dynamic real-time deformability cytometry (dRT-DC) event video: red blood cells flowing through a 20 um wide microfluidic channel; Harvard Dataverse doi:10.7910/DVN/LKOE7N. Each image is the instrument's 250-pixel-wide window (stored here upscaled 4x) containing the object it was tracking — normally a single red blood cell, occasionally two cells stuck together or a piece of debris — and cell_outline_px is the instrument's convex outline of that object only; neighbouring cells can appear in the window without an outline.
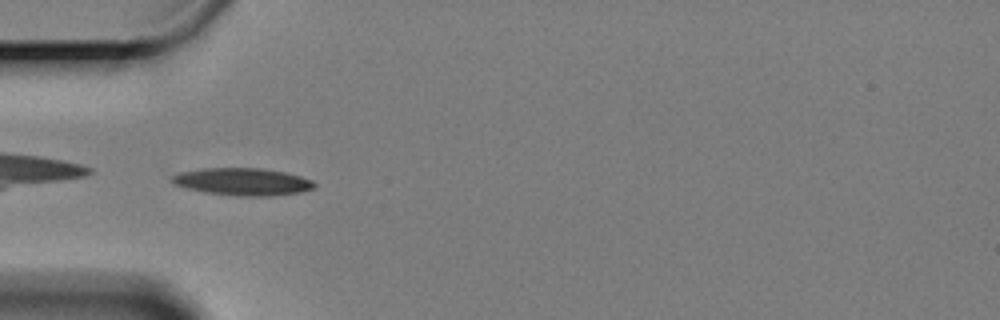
{"species": "Egyptian fruit bat (a non-hibernating species)", "species_latin": "Rousettus aegyptiacus", "temperature_condition": "cold", "stored_images_in_passage": 8, "camera_frame_rate_fps": 3000, "um_per_image_px": 0.085, "animal": {"sex": "female"}, "frame": {"image": 1, "passage_image": 2, "time_ms": 0.333, "image_size_px": [1000, 320], "cell_outline_px": [[316, 188], [300, 192], [268, 196], [236, 196], [204, 192], [188, 188], [176, 184], [172, 180], [172, 176], [180, 172], [204, 168], [260, 168], [284, 172], [300, 176], [312, 180], [316, 184]], "centroid_in_image_um": [20.66, 15.44], "position_along_channel_um": 64.3, "area_um2": 22.54}}